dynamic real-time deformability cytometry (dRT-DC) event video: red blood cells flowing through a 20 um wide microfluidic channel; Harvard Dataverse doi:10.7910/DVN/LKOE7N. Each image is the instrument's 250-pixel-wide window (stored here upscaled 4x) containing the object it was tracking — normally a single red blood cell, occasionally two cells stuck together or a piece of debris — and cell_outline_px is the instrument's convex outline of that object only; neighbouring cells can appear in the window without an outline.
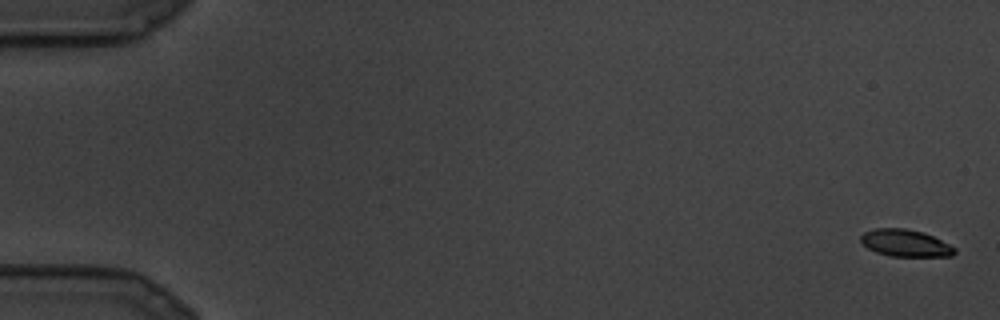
{"species": "common noctule bat (a hibernating species)", "species_latin": "Nyctalus noctula", "temperature_condition": "cold", "stored_images_in_passage": 9, "camera_frame_rate_fps": 3000, "um_per_image_px": 0.085, "animal": {"sex": "male", "body_mass_g": 19.5, "forearm_length_mm": 54.6}, "frame": {"image": 1, "passage_image": 1, "time_ms": 0.0, "image_size_px": [1000, 320], "cell_outline_px": [[956, 252], [952, 256], [892, 256], [876, 252], [868, 248], [860, 240], [860, 236], [864, 232], [876, 228], [904, 228], [924, 232], [956, 248]], "centroid_in_image_um": [76.95, 20.65], "position_along_channel_um": 8.0, "area_um2": 14.68}}
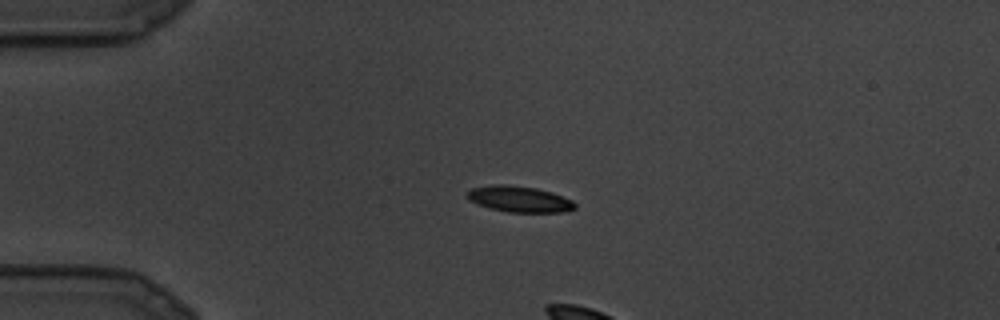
{"frame": {"image": 2, "passage_image": 7, "time_ms": 2.0, "image_size_px": [1000, 320], "cell_outline_px": [[576, 208], [564, 212], [508, 212], [488, 208], [476, 204], [468, 200], [468, 192], [472, 188], [492, 184], [504, 184], [536, 188], [552, 192], [572, 200], [576, 204]], "centroid_in_image_um": [44.14, 16.92], "position_along_channel_um": 40.9, "area_um2": 16.42}}